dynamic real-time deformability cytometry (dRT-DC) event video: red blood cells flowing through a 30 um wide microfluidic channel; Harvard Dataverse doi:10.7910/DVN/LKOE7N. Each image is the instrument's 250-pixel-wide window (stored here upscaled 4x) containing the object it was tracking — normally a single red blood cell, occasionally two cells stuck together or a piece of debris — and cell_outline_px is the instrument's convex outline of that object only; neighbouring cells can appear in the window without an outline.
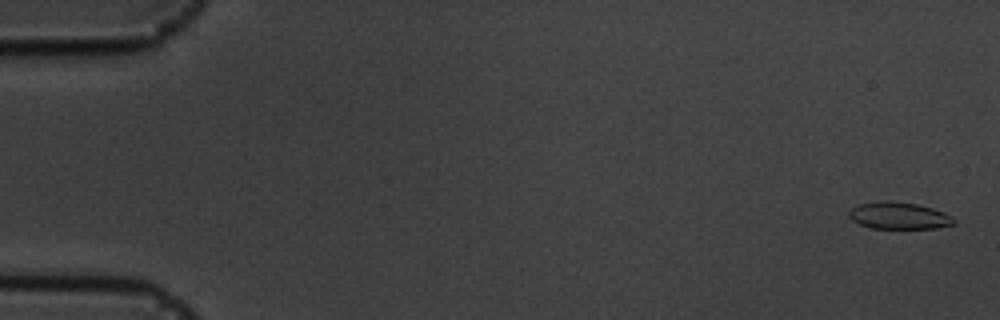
{"species": "common noctule bat (a hibernating species)", "species_latin": "Nyctalus noctula", "temperature_condition": "cold", "stored_images_in_passage": 5, "camera_frame_rate_fps": 3000, "um_per_image_px": 0.085, "animal": {"sex": "male", "body_mass_g": 19.5, "forearm_length_mm": 54.6}, "frame": {"image": 1, "passage_image": 1, "time_ms": 0.0, "image_size_px": [1000, 320], "cell_outline_px": [[956, 224], [936, 228], [872, 228], [860, 224], [852, 220], [848, 216], [848, 212], [856, 204], [880, 200], [888, 200], [916, 204], [932, 208], [944, 212], [952, 216], [956, 220]], "centroid_in_image_um": [76.4, 18.32], "position_along_channel_um": 8.6, "area_um2": 16.65}}